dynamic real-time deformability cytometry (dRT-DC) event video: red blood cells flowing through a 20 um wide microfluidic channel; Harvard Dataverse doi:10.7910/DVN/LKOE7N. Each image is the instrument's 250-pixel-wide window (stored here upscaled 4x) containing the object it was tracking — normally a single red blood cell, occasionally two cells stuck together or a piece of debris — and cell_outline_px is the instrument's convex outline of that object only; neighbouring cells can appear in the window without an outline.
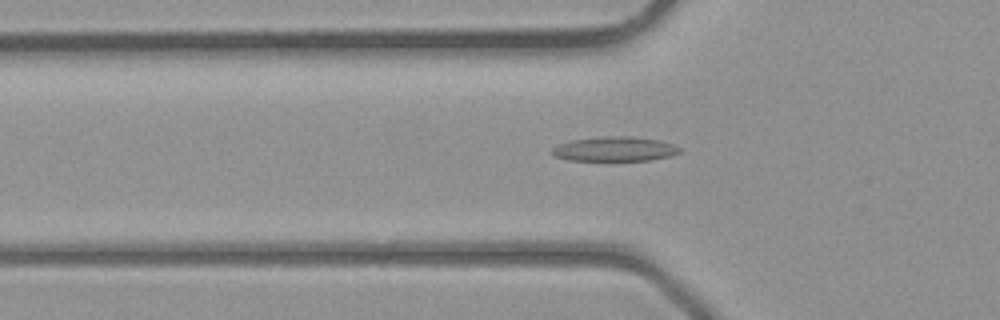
{"species": "common noctule bat (a hibernating species)", "species_latin": "Nyctalus noctula", "temperature_condition": "room temperature", "stored_images_in_passage": 41, "camera_frame_rate_fps": 3000, "um_per_image_px": 0.085, "animal": {"sex": "male", "body_mass_g": 23.1, "forearm_length_mm": 52.7}, "frame": {"image": 1, "passage_image": 14, "time_ms": 4.333, "image_size_px": [1000, 320], "cell_outline_px": [[680, 152], [672, 156], [652, 160], [568, 160], [552, 156], [552, 148], [560, 144], [572, 140], [604, 136], [632, 136], [656, 140], [672, 144], [680, 148]], "centroid_in_image_um": [52.24, 12.67], "position_along_channel_um": 73.6, "area_um2": 18.15}}
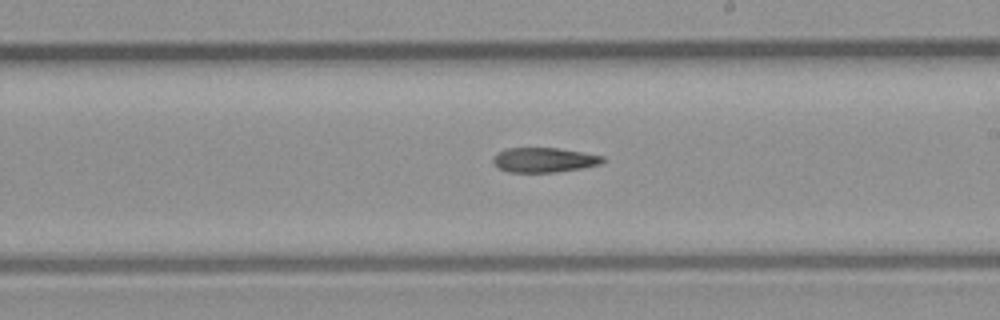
{"frame": {"image": 2, "passage_image": 24, "time_ms": 7.667, "image_size_px": [1000, 320], "cell_outline_px": [[604, 160], [600, 164], [580, 168], [556, 172], [508, 172], [500, 168], [492, 160], [500, 152], [508, 148], [556, 148], [604, 156]], "centroid_in_image_um": [46.26, 13.6], "position_along_channel_um": 242.7, "area_um2": 15.37}}
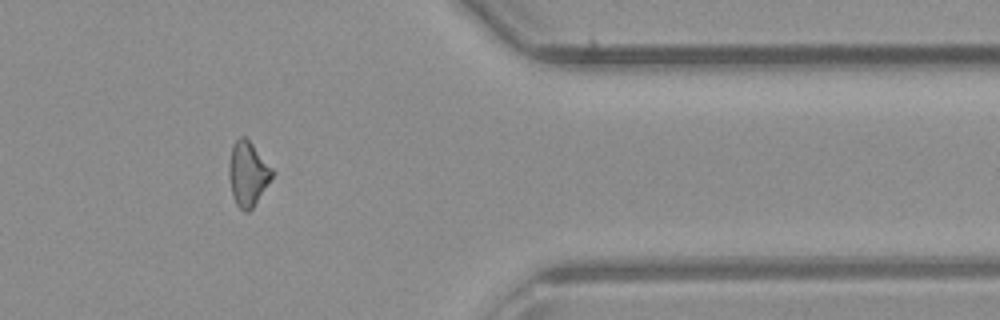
{"frame": {"image": 3, "passage_image": 34, "time_ms": 11.0, "image_size_px": [1000, 320], "cell_outline_px": [[276, 172], [252, 208], [248, 212], [244, 212], [236, 204], [232, 192], [228, 176], [228, 164], [232, 144], [240, 136], [244, 136], [252, 144]], "centroid_in_image_um": [21.06, 14.75], "position_along_channel_um": 390.3, "area_um2": 16.24}}